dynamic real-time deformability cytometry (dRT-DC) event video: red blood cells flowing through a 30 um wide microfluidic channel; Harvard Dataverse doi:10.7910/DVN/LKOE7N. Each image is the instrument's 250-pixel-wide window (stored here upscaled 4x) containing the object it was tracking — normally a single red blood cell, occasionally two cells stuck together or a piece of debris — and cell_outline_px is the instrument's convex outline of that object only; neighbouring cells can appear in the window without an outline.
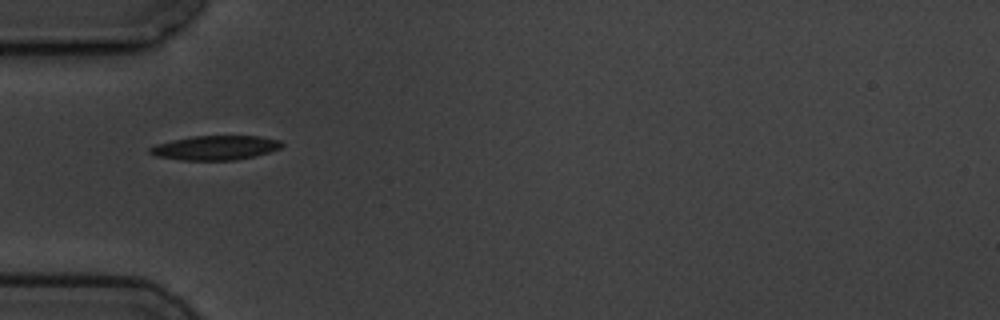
{"species": "common noctule bat (a hibernating species)", "species_latin": "Nyctalus noctula", "temperature_condition": "cold", "stored_images_in_passage": 11, "camera_frame_rate_fps": 3000, "um_per_image_px": 0.085, "animal": {"sex": "male", "body_mass_g": 19.5, "forearm_length_mm": 54.6}, "frame": {"image": 1, "passage_image": 1, "time_ms": 0.0, "image_size_px": [1000, 320], "cell_outline_px": [[284, 144], [280, 148], [256, 156], [236, 160], [180, 160], [156, 156], [148, 152], [148, 148], [156, 144], [172, 140], [192, 136], [260, 136], [280, 140]], "centroid_in_image_um": [18.3, 12.56], "position_along_channel_um": 66.7, "area_um2": 18.79}}
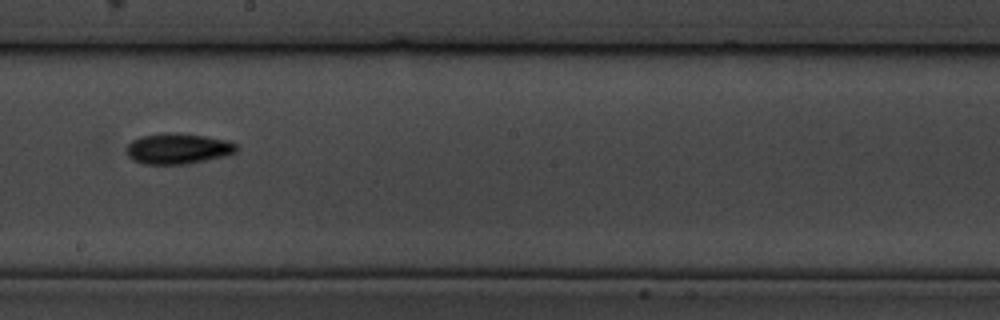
{"frame": {"image": 2, "passage_image": 5, "time_ms": 4.667, "image_size_px": [1000, 320], "cell_outline_px": [[240, 148], [236, 152], [224, 156], [184, 164], [144, 164], [132, 160], [128, 156], [124, 148], [132, 140], [140, 136], [164, 132], [168, 132], [204, 136], [228, 140], [236, 144]], "centroid_in_image_um": [15.09, 12.63], "position_along_channel_um": 233.1, "area_um2": 19.77}}
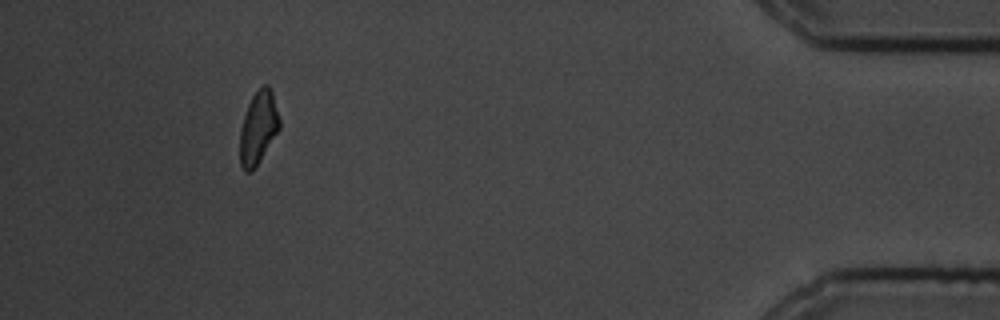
{"frame": {"image": 3, "passage_image": 10, "time_ms": 11.333, "image_size_px": [1000, 320], "cell_outline_px": [[280, 128], [260, 160], [252, 172], [244, 172], [240, 164], [240, 132], [244, 116], [248, 104], [252, 96], [264, 84], [268, 84], [272, 92], [280, 120]], "centroid_in_image_um": [21.95, 10.87], "position_along_channel_um": 413.2, "area_um2": 16.65}, "authors_computed_cell_mechanics": {"area_um2": 18.3804, "velocity_mm_per_s": 3.5887, "shape_relaxation_time_tau1_ms": 4.0306, "shape_relaxation_time_tau2_ms": 4.4908, "deformation_change_tau1": 0.1091, "deformation_change_tau2": 0.1034}}